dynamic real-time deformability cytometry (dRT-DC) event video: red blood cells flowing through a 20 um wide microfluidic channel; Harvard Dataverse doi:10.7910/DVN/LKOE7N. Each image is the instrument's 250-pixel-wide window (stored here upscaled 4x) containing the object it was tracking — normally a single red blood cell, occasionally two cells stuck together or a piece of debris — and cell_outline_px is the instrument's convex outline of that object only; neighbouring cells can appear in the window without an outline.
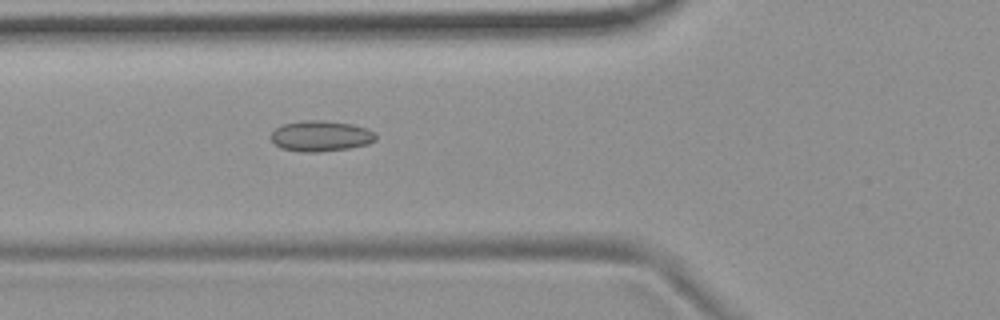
{"species": "common noctule bat (a hibernating species)", "species_latin": "Nyctalus noctula", "temperature_condition": "room temperature", "stored_images_in_passage": 42, "camera_frame_rate_fps": 3000, "um_per_image_px": 0.085, "animal": {"sex": "female", "body_mass_g": 19.9}, "frame": {"image": 1, "passage_image": 8, "time_ms": 2.333, "image_size_px": [1000, 320], "cell_outline_px": [[376, 140], [368, 144], [348, 148], [320, 152], [300, 152], [280, 148], [268, 136], [276, 128], [284, 124], [304, 120], [324, 120], [352, 124], [368, 128], [376, 132]], "centroid_in_image_um": [27.28, 11.56], "position_along_channel_um": 98.5, "area_um2": 18.96}}
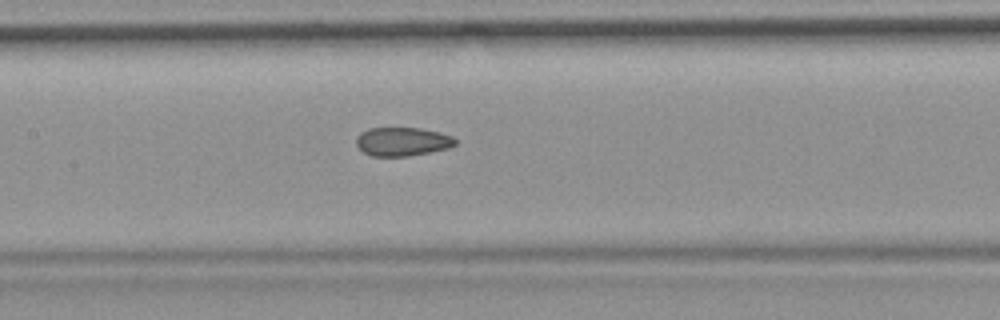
{"frame": {"image": 2, "passage_image": 14, "time_ms": 4.333, "image_size_px": [1000, 320], "cell_outline_px": [[456, 144], [448, 148], [408, 156], [372, 156], [364, 152], [356, 144], [356, 136], [360, 132], [368, 128], [420, 128], [440, 132], [452, 136], [456, 140]], "centroid_in_image_um": [34.18, 12.02], "position_along_channel_um": 173.2, "area_um2": 16.53}}
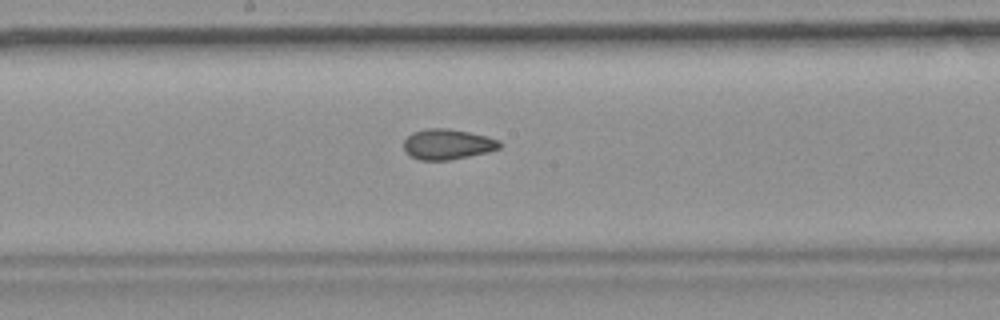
{"frame": {"image": 3, "passage_image": 17, "time_ms": 5.333, "image_size_px": [1000, 320], "cell_outline_px": [[500, 148], [488, 152], [448, 160], [420, 160], [404, 152], [404, 140], [412, 132], [428, 128], [448, 128], [488, 136], [500, 140]], "centroid_in_image_um": [38.03, 12.25], "position_along_channel_um": 210.2, "area_um2": 16.99}, "authors_computed_cell_mechanics": {"area_um2": 17.1666, "velocity_mm_per_s": 3.7213, "shape_relaxation_time_tau1_ms": null, "shape_relaxation_time_tau2_ms": 2.0806, "deformation_change_tau1": null, "deformation_change_tau2": 0.0795}}